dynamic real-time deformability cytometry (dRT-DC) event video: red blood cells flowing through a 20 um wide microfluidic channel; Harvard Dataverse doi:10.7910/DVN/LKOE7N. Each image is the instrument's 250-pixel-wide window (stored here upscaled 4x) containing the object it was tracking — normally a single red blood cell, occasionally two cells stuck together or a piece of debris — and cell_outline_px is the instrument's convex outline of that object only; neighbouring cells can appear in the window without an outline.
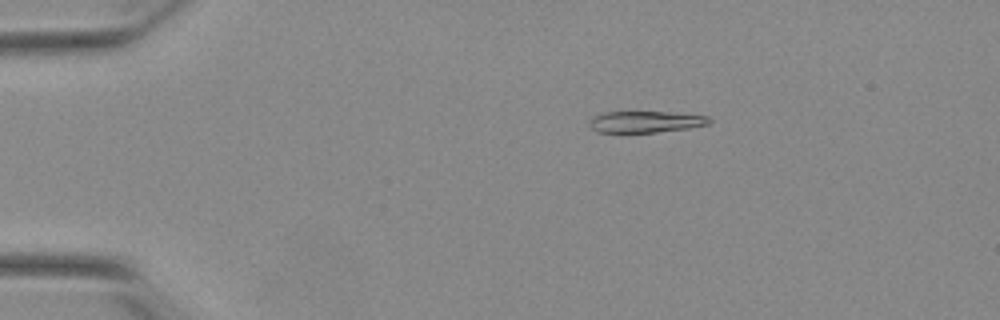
{"species": "Egyptian fruit bat (a non-hibernating species)", "species_latin": "Rousettus aegyptiacus", "temperature_condition": "warm", "stored_images_in_passage": 44, "camera_frame_rate_fps": 3000, "um_per_image_px": 0.085, "animal": {"sex": "female"}, "frame": {"image": 1, "passage_image": 1, "time_ms": 0.0, "image_size_px": [1000, 320], "cell_outline_px": [[712, 120], [708, 124], [688, 128], [656, 132], [600, 132], [592, 128], [588, 124], [588, 120], [592, 116], [604, 112], [668, 112], [708, 116]], "centroid_in_image_um": [54.84, 10.34], "position_along_channel_um": 30.2, "area_um2": 14.91}}
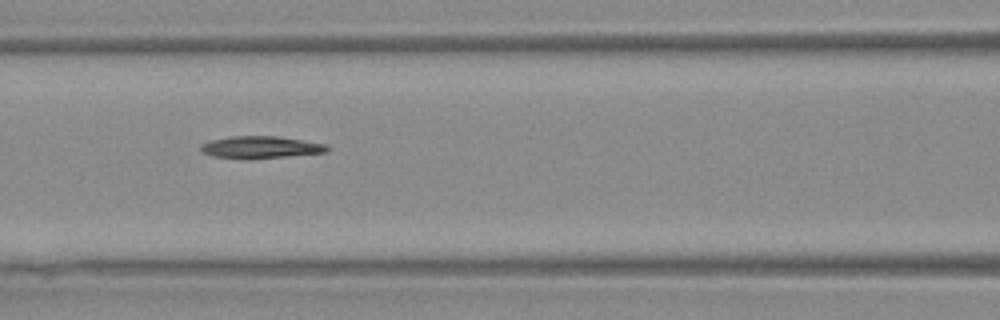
{"frame": {"image": 2, "passage_image": 15, "time_ms": 4.667, "image_size_px": [1000, 320], "cell_outline_px": [[332, 148], [324, 152], [288, 156], [248, 160], [212, 156], [200, 152], [200, 144], [208, 140], [232, 136], [276, 136], [328, 144]], "centroid_in_image_um": [22.1, 12.52], "position_along_channel_um": 144.5, "area_um2": 16.65}}
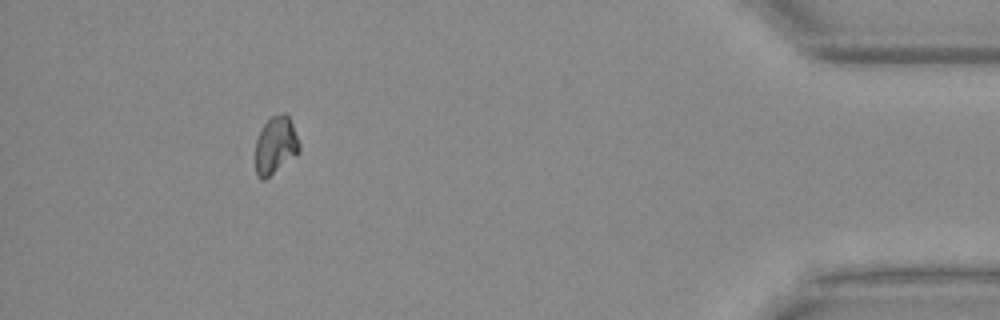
{"frame": {"image": 3, "passage_image": 40, "time_ms": 13.0, "image_size_px": [1000, 320], "cell_outline_px": [[300, 152], [296, 156], [264, 180], [260, 180], [256, 176], [256, 140], [264, 124], [272, 116], [284, 112], [288, 116], [292, 124], [300, 144]], "centroid_in_image_um": [23.43, 12.37], "position_along_channel_um": 411.8, "area_um2": 14.68}, "authors_computed_cell_mechanics": {"area_um2": 15.9528, "velocity_mm_per_s": 3.8822, "shape_relaxation_time_tau1_ms": 9.2478, "shape_relaxation_time_tau2_ms": null, "deformation_change_tau1": 0.2308, "deformation_change_tau2": null}}